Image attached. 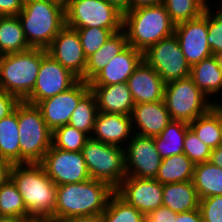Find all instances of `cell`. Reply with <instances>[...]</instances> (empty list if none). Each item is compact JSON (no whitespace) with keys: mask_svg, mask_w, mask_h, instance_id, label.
<instances>
[{"mask_svg":"<svg viewBox=\"0 0 222 222\" xmlns=\"http://www.w3.org/2000/svg\"><path fill=\"white\" fill-rule=\"evenodd\" d=\"M46 51L79 79L84 76L87 57L75 29L65 26L53 39Z\"/></svg>","mask_w":222,"mask_h":222,"instance_id":"17","label":"cell"},{"mask_svg":"<svg viewBox=\"0 0 222 222\" xmlns=\"http://www.w3.org/2000/svg\"><path fill=\"white\" fill-rule=\"evenodd\" d=\"M174 34L191 67L213 55L207 41V8L199 18L175 25Z\"/></svg>","mask_w":222,"mask_h":222,"instance_id":"16","label":"cell"},{"mask_svg":"<svg viewBox=\"0 0 222 222\" xmlns=\"http://www.w3.org/2000/svg\"><path fill=\"white\" fill-rule=\"evenodd\" d=\"M23 5L24 0H0V16H17Z\"/></svg>","mask_w":222,"mask_h":222,"instance_id":"43","label":"cell"},{"mask_svg":"<svg viewBox=\"0 0 222 222\" xmlns=\"http://www.w3.org/2000/svg\"><path fill=\"white\" fill-rule=\"evenodd\" d=\"M197 137L212 149L221 144V105H214L208 112L189 123Z\"/></svg>","mask_w":222,"mask_h":222,"instance_id":"28","label":"cell"},{"mask_svg":"<svg viewBox=\"0 0 222 222\" xmlns=\"http://www.w3.org/2000/svg\"><path fill=\"white\" fill-rule=\"evenodd\" d=\"M29 217L0 216V222H27Z\"/></svg>","mask_w":222,"mask_h":222,"instance_id":"50","label":"cell"},{"mask_svg":"<svg viewBox=\"0 0 222 222\" xmlns=\"http://www.w3.org/2000/svg\"><path fill=\"white\" fill-rule=\"evenodd\" d=\"M143 60L158 73L165 83L184 79L191 73V66L175 34L149 47L143 53Z\"/></svg>","mask_w":222,"mask_h":222,"instance_id":"10","label":"cell"},{"mask_svg":"<svg viewBox=\"0 0 222 222\" xmlns=\"http://www.w3.org/2000/svg\"><path fill=\"white\" fill-rule=\"evenodd\" d=\"M18 128L21 163H40L52 146V131L36 105L18 104Z\"/></svg>","mask_w":222,"mask_h":222,"instance_id":"6","label":"cell"},{"mask_svg":"<svg viewBox=\"0 0 222 222\" xmlns=\"http://www.w3.org/2000/svg\"><path fill=\"white\" fill-rule=\"evenodd\" d=\"M102 222H145V215L114 193L101 215Z\"/></svg>","mask_w":222,"mask_h":222,"instance_id":"34","label":"cell"},{"mask_svg":"<svg viewBox=\"0 0 222 222\" xmlns=\"http://www.w3.org/2000/svg\"><path fill=\"white\" fill-rule=\"evenodd\" d=\"M132 132L131 116L98 112L93 133L90 137L105 144L124 148V145L127 144L133 136L132 134H134V132Z\"/></svg>","mask_w":222,"mask_h":222,"instance_id":"18","label":"cell"},{"mask_svg":"<svg viewBox=\"0 0 222 222\" xmlns=\"http://www.w3.org/2000/svg\"><path fill=\"white\" fill-rule=\"evenodd\" d=\"M56 222H102V218L101 216L65 217L56 220Z\"/></svg>","mask_w":222,"mask_h":222,"instance_id":"46","label":"cell"},{"mask_svg":"<svg viewBox=\"0 0 222 222\" xmlns=\"http://www.w3.org/2000/svg\"><path fill=\"white\" fill-rule=\"evenodd\" d=\"M176 212L165 206H160L145 215V222H175L177 219Z\"/></svg>","mask_w":222,"mask_h":222,"instance_id":"41","label":"cell"},{"mask_svg":"<svg viewBox=\"0 0 222 222\" xmlns=\"http://www.w3.org/2000/svg\"><path fill=\"white\" fill-rule=\"evenodd\" d=\"M190 77L194 84L208 97L222 90V70L214 55L191 67Z\"/></svg>","mask_w":222,"mask_h":222,"instance_id":"25","label":"cell"},{"mask_svg":"<svg viewBox=\"0 0 222 222\" xmlns=\"http://www.w3.org/2000/svg\"><path fill=\"white\" fill-rule=\"evenodd\" d=\"M217 6L216 14L211 12L210 3L207 6V41L213 55L222 51V4Z\"/></svg>","mask_w":222,"mask_h":222,"instance_id":"39","label":"cell"},{"mask_svg":"<svg viewBox=\"0 0 222 222\" xmlns=\"http://www.w3.org/2000/svg\"><path fill=\"white\" fill-rule=\"evenodd\" d=\"M80 79L53 59L45 49H42V61L32 92L23 100L36 105L38 102L65 92Z\"/></svg>","mask_w":222,"mask_h":222,"instance_id":"11","label":"cell"},{"mask_svg":"<svg viewBox=\"0 0 222 222\" xmlns=\"http://www.w3.org/2000/svg\"><path fill=\"white\" fill-rule=\"evenodd\" d=\"M183 146V153L194 164L209 161L212 148L203 143L190 127L186 130Z\"/></svg>","mask_w":222,"mask_h":222,"instance_id":"38","label":"cell"},{"mask_svg":"<svg viewBox=\"0 0 222 222\" xmlns=\"http://www.w3.org/2000/svg\"><path fill=\"white\" fill-rule=\"evenodd\" d=\"M98 106L95 94L90 90L73 111L69 125L85 132L89 137L93 133Z\"/></svg>","mask_w":222,"mask_h":222,"instance_id":"32","label":"cell"},{"mask_svg":"<svg viewBox=\"0 0 222 222\" xmlns=\"http://www.w3.org/2000/svg\"><path fill=\"white\" fill-rule=\"evenodd\" d=\"M65 16L69 28L97 27L113 33L123 29V13L106 0H69Z\"/></svg>","mask_w":222,"mask_h":222,"instance_id":"9","label":"cell"},{"mask_svg":"<svg viewBox=\"0 0 222 222\" xmlns=\"http://www.w3.org/2000/svg\"><path fill=\"white\" fill-rule=\"evenodd\" d=\"M27 222H56L52 218H29Z\"/></svg>","mask_w":222,"mask_h":222,"instance_id":"51","label":"cell"},{"mask_svg":"<svg viewBox=\"0 0 222 222\" xmlns=\"http://www.w3.org/2000/svg\"><path fill=\"white\" fill-rule=\"evenodd\" d=\"M90 90L88 82L79 80L67 91L36 104V107L41 111L44 121L52 132L69 123L78 103Z\"/></svg>","mask_w":222,"mask_h":222,"instance_id":"14","label":"cell"},{"mask_svg":"<svg viewBox=\"0 0 222 222\" xmlns=\"http://www.w3.org/2000/svg\"><path fill=\"white\" fill-rule=\"evenodd\" d=\"M81 152L91 179L103 181L116 189L127 176L124 148L90 137Z\"/></svg>","mask_w":222,"mask_h":222,"instance_id":"8","label":"cell"},{"mask_svg":"<svg viewBox=\"0 0 222 222\" xmlns=\"http://www.w3.org/2000/svg\"><path fill=\"white\" fill-rule=\"evenodd\" d=\"M44 1L53 2V3H55L59 6H62L66 9L69 0H44Z\"/></svg>","mask_w":222,"mask_h":222,"instance_id":"52","label":"cell"},{"mask_svg":"<svg viewBox=\"0 0 222 222\" xmlns=\"http://www.w3.org/2000/svg\"><path fill=\"white\" fill-rule=\"evenodd\" d=\"M199 210L203 222H222V195L200 199Z\"/></svg>","mask_w":222,"mask_h":222,"instance_id":"40","label":"cell"},{"mask_svg":"<svg viewBox=\"0 0 222 222\" xmlns=\"http://www.w3.org/2000/svg\"><path fill=\"white\" fill-rule=\"evenodd\" d=\"M89 86L96 96L98 112L131 116L135 103L127 83Z\"/></svg>","mask_w":222,"mask_h":222,"instance_id":"22","label":"cell"},{"mask_svg":"<svg viewBox=\"0 0 222 222\" xmlns=\"http://www.w3.org/2000/svg\"><path fill=\"white\" fill-rule=\"evenodd\" d=\"M11 180L23 198L29 218L54 219L57 185L40 163L14 164Z\"/></svg>","mask_w":222,"mask_h":222,"instance_id":"1","label":"cell"},{"mask_svg":"<svg viewBox=\"0 0 222 222\" xmlns=\"http://www.w3.org/2000/svg\"><path fill=\"white\" fill-rule=\"evenodd\" d=\"M17 16L31 48L46 50L66 26L65 8L50 1L24 0Z\"/></svg>","mask_w":222,"mask_h":222,"instance_id":"4","label":"cell"},{"mask_svg":"<svg viewBox=\"0 0 222 222\" xmlns=\"http://www.w3.org/2000/svg\"><path fill=\"white\" fill-rule=\"evenodd\" d=\"M192 183L200 199L222 195V168L210 161L195 164Z\"/></svg>","mask_w":222,"mask_h":222,"instance_id":"26","label":"cell"},{"mask_svg":"<svg viewBox=\"0 0 222 222\" xmlns=\"http://www.w3.org/2000/svg\"><path fill=\"white\" fill-rule=\"evenodd\" d=\"M195 164L184 154L163 158L155 179L161 184L192 181Z\"/></svg>","mask_w":222,"mask_h":222,"instance_id":"27","label":"cell"},{"mask_svg":"<svg viewBox=\"0 0 222 222\" xmlns=\"http://www.w3.org/2000/svg\"><path fill=\"white\" fill-rule=\"evenodd\" d=\"M20 102L15 95L0 89V120L11 114Z\"/></svg>","mask_w":222,"mask_h":222,"instance_id":"42","label":"cell"},{"mask_svg":"<svg viewBox=\"0 0 222 222\" xmlns=\"http://www.w3.org/2000/svg\"><path fill=\"white\" fill-rule=\"evenodd\" d=\"M222 145V106H221V144Z\"/></svg>","mask_w":222,"mask_h":222,"instance_id":"54","label":"cell"},{"mask_svg":"<svg viewBox=\"0 0 222 222\" xmlns=\"http://www.w3.org/2000/svg\"><path fill=\"white\" fill-rule=\"evenodd\" d=\"M163 100L172 120L188 124L218 105L208 99L190 76L166 83Z\"/></svg>","mask_w":222,"mask_h":222,"instance_id":"7","label":"cell"},{"mask_svg":"<svg viewBox=\"0 0 222 222\" xmlns=\"http://www.w3.org/2000/svg\"><path fill=\"white\" fill-rule=\"evenodd\" d=\"M128 143L124 147L126 175L155 179L162 158L155 148L154 137L134 133Z\"/></svg>","mask_w":222,"mask_h":222,"instance_id":"13","label":"cell"},{"mask_svg":"<svg viewBox=\"0 0 222 222\" xmlns=\"http://www.w3.org/2000/svg\"><path fill=\"white\" fill-rule=\"evenodd\" d=\"M163 3V0H130V10L140 7L155 6Z\"/></svg>","mask_w":222,"mask_h":222,"instance_id":"47","label":"cell"},{"mask_svg":"<svg viewBox=\"0 0 222 222\" xmlns=\"http://www.w3.org/2000/svg\"><path fill=\"white\" fill-rule=\"evenodd\" d=\"M115 193L146 215L162 206L163 184L156 179L126 176Z\"/></svg>","mask_w":222,"mask_h":222,"instance_id":"15","label":"cell"},{"mask_svg":"<svg viewBox=\"0 0 222 222\" xmlns=\"http://www.w3.org/2000/svg\"><path fill=\"white\" fill-rule=\"evenodd\" d=\"M115 189L94 179L57 185L54 220L65 217L101 216Z\"/></svg>","mask_w":222,"mask_h":222,"instance_id":"2","label":"cell"},{"mask_svg":"<svg viewBox=\"0 0 222 222\" xmlns=\"http://www.w3.org/2000/svg\"><path fill=\"white\" fill-rule=\"evenodd\" d=\"M18 128V105L15 110L0 120V157L13 164H20Z\"/></svg>","mask_w":222,"mask_h":222,"instance_id":"30","label":"cell"},{"mask_svg":"<svg viewBox=\"0 0 222 222\" xmlns=\"http://www.w3.org/2000/svg\"><path fill=\"white\" fill-rule=\"evenodd\" d=\"M127 84L135 104L163 100L166 83L144 60L135 68Z\"/></svg>","mask_w":222,"mask_h":222,"instance_id":"19","label":"cell"},{"mask_svg":"<svg viewBox=\"0 0 222 222\" xmlns=\"http://www.w3.org/2000/svg\"><path fill=\"white\" fill-rule=\"evenodd\" d=\"M128 45L144 53L160 40L174 34L175 24L163 4L140 7L123 14Z\"/></svg>","mask_w":222,"mask_h":222,"instance_id":"3","label":"cell"},{"mask_svg":"<svg viewBox=\"0 0 222 222\" xmlns=\"http://www.w3.org/2000/svg\"><path fill=\"white\" fill-rule=\"evenodd\" d=\"M175 222H203L200 210H191L177 214Z\"/></svg>","mask_w":222,"mask_h":222,"instance_id":"45","label":"cell"},{"mask_svg":"<svg viewBox=\"0 0 222 222\" xmlns=\"http://www.w3.org/2000/svg\"><path fill=\"white\" fill-rule=\"evenodd\" d=\"M218 61L219 67L222 70V51L214 55Z\"/></svg>","mask_w":222,"mask_h":222,"instance_id":"53","label":"cell"},{"mask_svg":"<svg viewBox=\"0 0 222 222\" xmlns=\"http://www.w3.org/2000/svg\"><path fill=\"white\" fill-rule=\"evenodd\" d=\"M18 16H0V55L29 50Z\"/></svg>","mask_w":222,"mask_h":222,"instance_id":"29","label":"cell"},{"mask_svg":"<svg viewBox=\"0 0 222 222\" xmlns=\"http://www.w3.org/2000/svg\"><path fill=\"white\" fill-rule=\"evenodd\" d=\"M127 46L128 41L125 31L122 29L114 33L98 51L87 57L85 74L80 80L89 82Z\"/></svg>","mask_w":222,"mask_h":222,"instance_id":"24","label":"cell"},{"mask_svg":"<svg viewBox=\"0 0 222 222\" xmlns=\"http://www.w3.org/2000/svg\"><path fill=\"white\" fill-rule=\"evenodd\" d=\"M41 61L39 48L0 55V89L23 101L34 88Z\"/></svg>","mask_w":222,"mask_h":222,"instance_id":"5","label":"cell"},{"mask_svg":"<svg viewBox=\"0 0 222 222\" xmlns=\"http://www.w3.org/2000/svg\"><path fill=\"white\" fill-rule=\"evenodd\" d=\"M123 14L130 10V0H106Z\"/></svg>","mask_w":222,"mask_h":222,"instance_id":"49","label":"cell"},{"mask_svg":"<svg viewBox=\"0 0 222 222\" xmlns=\"http://www.w3.org/2000/svg\"><path fill=\"white\" fill-rule=\"evenodd\" d=\"M72 29L77 31L86 57L98 51L114 34L110 29L97 27Z\"/></svg>","mask_w":222,"mask_h":222,"instance_id":"37","label":"cell"},{"mask_svg":"<svg viewBox=\"0 0 222 222\" xmlns=\"http://www.w3.org/2000/svg\"><path fill=\"white\" fill-rule=\"evenodd\" d=\"M40 164L56 185L91 179L81 151H64L51 146Z\"/></svg>","mask_w":222,"mask_h":222,"instance_id":"12","label":"cell"},{"mask_svg":"<svg viewBox=\"0 0 222 222\" xmlns=\"http://www.w3.org/2000/svg\"><path fill=\"white\" fill-rule=\"evenodd\" d=\"M188 128L189 124L186 122L171 120L163 131L154 137L155 148L162 159L183 153V142Z\"/></svg>","mask_w":222,"mask_h":222,"instance_id":"31","label":"cell"},{"mask_svg":"<svg viewBox=\"0 0 222 222\" xmlns=\"http://www.w3.org/2000/svg\"><path fill=\"white\" fill-rule=\"evenodd\" d=\"M13 163L8 159L0 157V185L11 179Z\"/></svg>","mask_w":222,"mask_h":222,"instance_id":"44","label":"cell"},{"mask_svg":"<svg viewBox=\"0 0 222 222\" xmlns=\"http://www.w3.org/2000/svg\"><path fill=\"white\" fill-rule=\"evenodd\" d=\"M131 119L133 131L148 137L158 136L172 120L164 100L135 104Z\"/></svg>","mask_w":222,"mask_h":222,"instance_id":"21","label":"cell"},{"mask_svg":"<svg viewBox=\"0 0 222 222\" xmlns=\"http://www.w3.org/2000/svg\"><path fill=\"white\" fill-rule=\"evenodd\" d=\"M200 198L192 183L176 182L163 184L162 205L176 213L199 209Z\"/></svg>","mask_w":222,"mask_h":222,"instance_id":"23","label":"cell"},{"mask_svg":"<svg viewBox=\"0 0 222 222\" xmlns=\"http://www.w3.org/2000/svg\"><path fill=\"white\" fill-rule=\"evenodd\" d=\"M0 216L28 217L23 198L11 179L0 185Z\"/></svg>","mask_w":222,"mask_h":222,"instance_id":"35","label":"cell"},{"mask_svg":"<svg viewBox=\"0 0 222 222\" xmlns=\"http://www.w3.org/2000/svg\"><path fill=\"white\" fill-rule=\"evenodd\" d=\"M89 138L85 132L67 124L52 132V146L64 151L79 152Z\"/></svg>","mask_w":222,"mask_h":222,"instance_id":"36","label":"cell"},{"mask_svg":"<svg viewBox=\"0 0 222 222\" xmlns=\"http://www.w3.org/2000/svg\"><path fill=\"white\" fill-rule=\"evenodd\" d=\"M143 60V53L128 45L115 56L88 83L89 85H112L127 83L135 68Z\"/></svg>","mask_w":222,"mask_h":222,"instance_id":"20","label":"cell"},{"mask_svg":"<svg viewBox=\"0 0 222 222\" xmlns=\"http://www.w3.org/2000/svg\"><path fill=\"white\" fill-rule=\"evenodd\" d=\"M209 161L212 164L222 168V145L212 149Z\"/></svg>","mask_w":222,"mask_h":222,"instance_id":"48","label":"cell"},{"mask_svg":"<svg viewBox=\"0 0 222 222\" xmlns=\"http://www.w3.org/2000/svg\"><path fill=\"white\" fill-rule=\"evenodd\" d=\"M208 0H163L170 19L177 25L194 20L204 14Z\"/></svg>","mask_w":222,"mask_h":222,"instance_id":"33","label":"cell"}]
</instances>
